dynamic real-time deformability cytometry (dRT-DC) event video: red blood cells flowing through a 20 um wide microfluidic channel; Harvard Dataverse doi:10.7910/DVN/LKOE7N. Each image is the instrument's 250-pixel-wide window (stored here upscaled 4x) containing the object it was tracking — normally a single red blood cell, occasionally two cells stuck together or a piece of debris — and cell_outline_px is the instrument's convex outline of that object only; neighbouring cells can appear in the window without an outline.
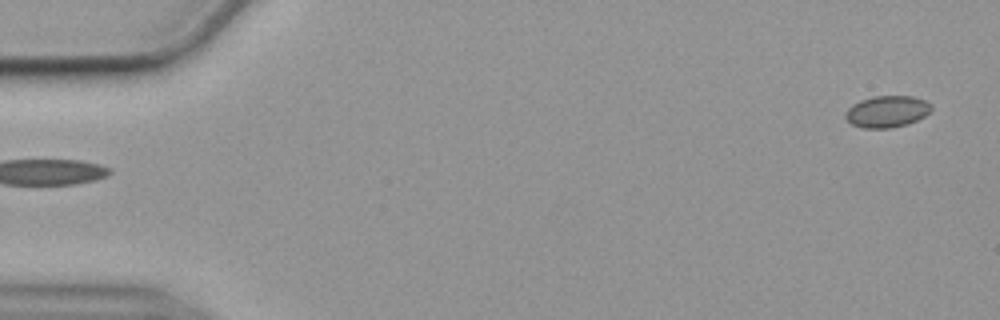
{"species": "common noctule bat (a hibernating species)", "species_latin": "Nyctalus noctula", "temperature_condition": "cold", "stored_images_in_passage": 47, "camera_frame_rate_fps": 3000, "um_per_image_px": 0.085, "animal": {"sex": "female", "body_mass_g": 19.9}, "frame": {"image": 1, "passage_image": 1, "time_ms": 0.0, "image_size_px": [1000, 320], "cell_outline_px": [[932, 108], [924, 116], [908, 124], [892, 128], [864, 128], [852, 124], [844, 116], [844, 112], [852, 104], [860, 100], [872, 96], [912, 96], [924, 100], [932, 104]], "centroid_in_image_um": [75.38, 9.47], "position_along_channel_um": 9.6, "area_um2": 15.9}}
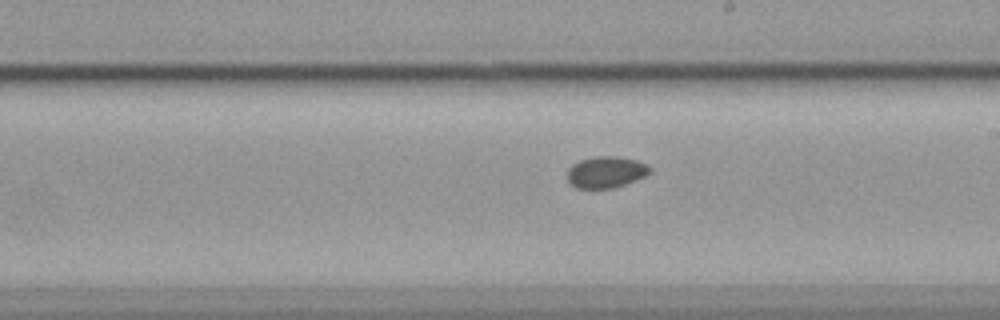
{"frame": {"image": 2, "passage_image": 31, "time_ms": 10.0, "image_size_px": [1000, 320], "cell_outline_px": [[652, 172], [636, 180], [612, 188], [576, 188], [568, 180], [568, 168], [572, 164], [580, 160], [596, 156], [616, 156], [636, 160], [648, 164], [652, 168]], "centroid_in_image_um": [51.53, 14.62], "position_along_channel_um": 237.5, "area_um2": 15.14}}
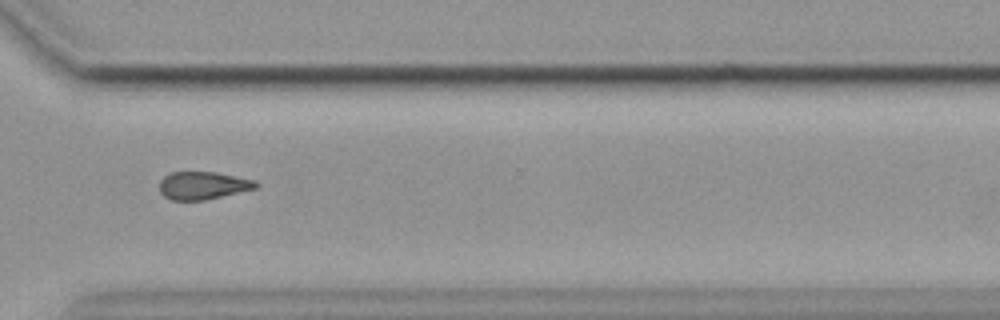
{"frame": {"image": 3, "passage_image": 38, "time_ms": 12.333, "image_size_px": [1000, 320], "cell_outline_px": [[260, 184], [256, 188], [204, 200], [172, 200], [164, 196], [160, 192], [160, 180], [168, 172], [216, 172], [256, 180]], "centroid_in_image_um": [17.24, 15.75], "position_along_channel_um": 353.4, "area_um2": 15.61}}